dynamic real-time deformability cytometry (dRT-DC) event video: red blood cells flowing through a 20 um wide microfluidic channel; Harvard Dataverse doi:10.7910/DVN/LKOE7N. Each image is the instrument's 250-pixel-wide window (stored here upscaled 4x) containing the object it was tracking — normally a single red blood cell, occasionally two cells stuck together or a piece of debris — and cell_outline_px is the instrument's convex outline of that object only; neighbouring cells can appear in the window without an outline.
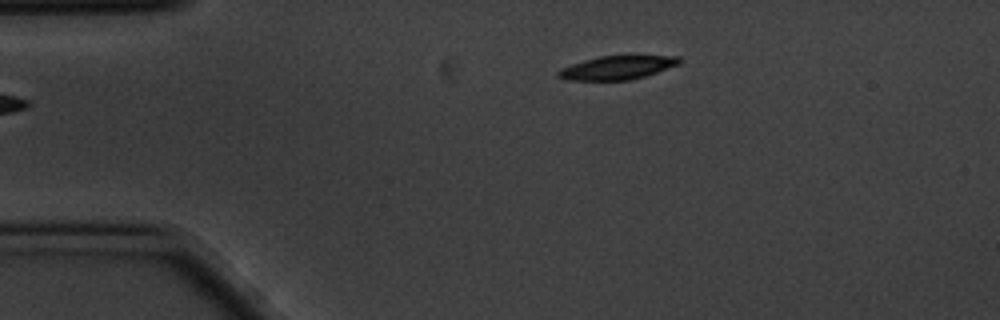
{"species": "common noctule bat (a hibernating species)", "species_latin": "Nyctalus noctula", "temperature_condition": "cold", "stored_images_in_passage": 47, "camera_frame_rate_fps": 3000, "um_per_image_px": 0.085, "animal": {"sex": "male", "body_mass_g": 20.1, "forearm_length_mm": 53.5}, "frame": {"image": 1, "passage_image": 1, "time_ms": 0.0, "image_size_px": [1000, 320], "cell_outline_px": [[684, 60], [680, 64], [644, 76], [628, 80], [568, 80], [556, 76], [556, 72], [560, 68], [584, 60], [600, 56], [680, 56]], "centroid_in_image_um": [52.46, 5.75], "position_along_channel_um": 32.5, "area_um2": 16.59}}
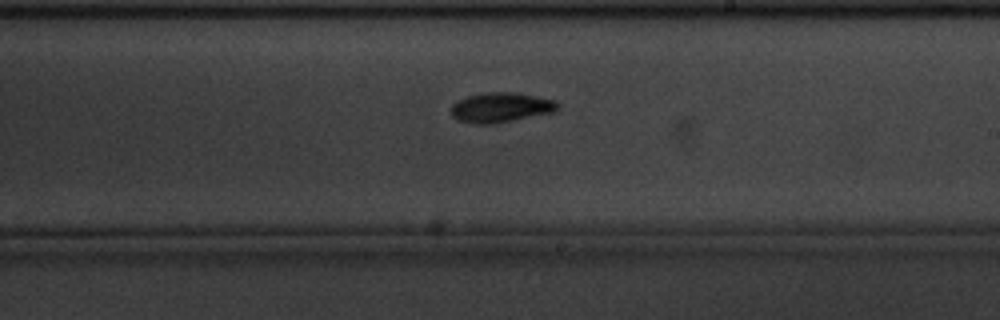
{"frame": {"image": 2, "passage_image": 23, "time_ms": 7.333, "image_size_px": [1000, 320], "cell_outline_px": [[560, 108], [556, 112], [512, 120], [488, 124], [472, 124], [456, 120], [452, 116], [452, 104], [456, 100], [464, 96], [480, 92], [520, 92], [556, 100], [560, 104]], "centroid_in_image_um": [42.58, 9.11], "position_along_channel_um": 246.4, "area_um2": 19.07}}
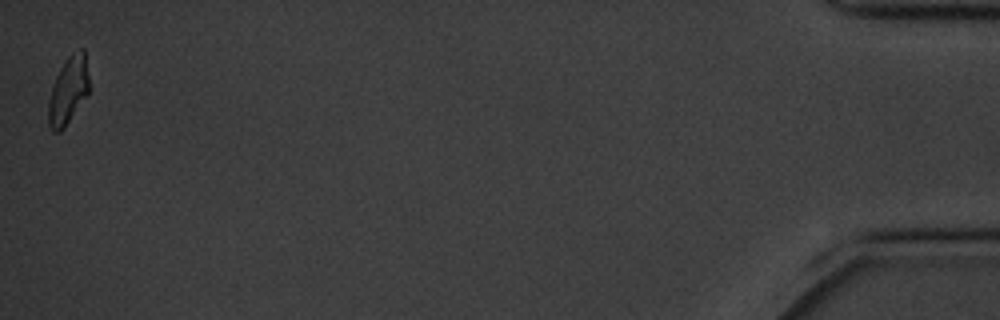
{"frame": {"image": 3, "passage_image": 47, "time_ms": 15.333, "image_size_px": [1000, 320], "cell_outline_px": [[88, 92], [64, 128], [60, 132], [52, 132], [48, 124], [48, 104], [52, 88], [56, 76], [60, 68], [68, 56], [72, 52], [80, 48], [84, 48], [88, 76]], "centroid_in_image_um": [5.78, 7.69], "position_along_channel_um": 429.4, "area_um2": 15.72}, "authors_computed_cell_mechanics": {"area_um2": 17.3978, "velocity_mm_per_s": 3.4635, "shape_relaxation_time_tau1_ms": 2.314, "shape_relaxation_time_tau2_ms": null, "deformation_change_tau1": 0.1215, "deformation_change_tau2": null}}